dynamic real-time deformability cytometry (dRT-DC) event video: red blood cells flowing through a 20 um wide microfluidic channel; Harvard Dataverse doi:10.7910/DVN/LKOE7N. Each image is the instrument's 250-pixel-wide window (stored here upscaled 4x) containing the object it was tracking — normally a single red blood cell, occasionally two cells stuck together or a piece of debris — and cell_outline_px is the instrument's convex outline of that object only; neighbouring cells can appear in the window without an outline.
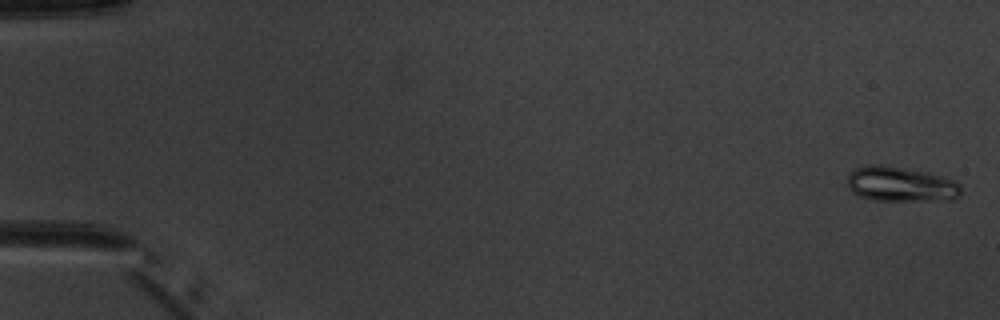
{"species": "common noctule bat (a hibernating species)", "species_latin": "Nyctalus noctula", "temperature_condition": "warm", "stored_images_in_passage": 5, "camera_frame_rate_fps": 3000, "um_per_image_px": 0.085, "animal": {"sex": "male", "body_mass_g": 20.1, "forearm_length_mm": 53.5}, "frame": {"image": 1, "passage_image": 1, "time_ms": 0.0, "image_size_px": [1000, 320], "cell_outline_px": [[964, 192], [960, 196], [952, 200], [872, 200], [860, 196], [852, 192], [848, 188], [848, 176], [856, 168], [868, 164], [880, 164], [928, 172], [952, 180], [960, 184]], "centroid_in_image_um": [76.59, 15.66], "position_along_channel_um": 8.4, "area_um2": 23.24}}